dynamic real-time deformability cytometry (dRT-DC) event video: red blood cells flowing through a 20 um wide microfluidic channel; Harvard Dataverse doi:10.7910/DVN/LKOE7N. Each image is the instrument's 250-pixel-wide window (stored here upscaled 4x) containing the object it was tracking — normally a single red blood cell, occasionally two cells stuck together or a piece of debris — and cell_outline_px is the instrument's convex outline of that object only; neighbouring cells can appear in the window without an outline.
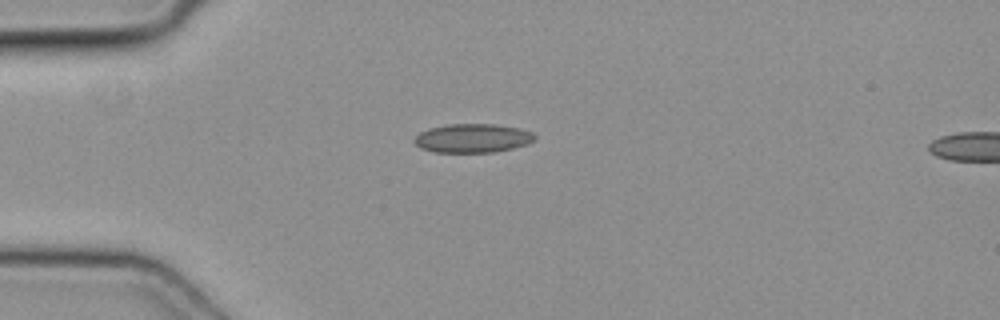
{"species": "common noctule bat (a hibernating species)", "species_latin": "Nyctalus noctula", "temperature_condition": "cold", "stored_images_in_passage": 33, "camera_frame_rate_fps": 3000, "um_per_image_px": 0.085, "animal": {"sex": "female", "body_mass_g": 19.3, "forearm_length_mm": 54.1}, "frame": {"image": 1, "passage_image": 1, "time_ms": 0.0, "image_size_px": [1000, 320], "cell_outline_px": [[536, 140], [528, 144], [496, 152], [436, 152], [420, 148], [412, 140], [420, 132], [428, 128], [448, 124], [496, 124], [520, 128], [532, 132], [536, 136]], "centroid_in_image_um": [40.19, 11.74], "position_along_channel_um": 44.8, "area_um2": 20.4}}
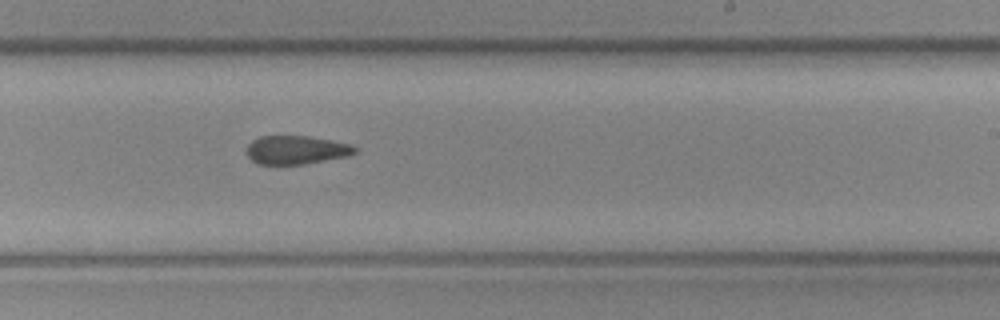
{"frame": {"image": 2, "passage_image": 18, "time_ms": 5.667, "image_size_px": [1000, 320], "cell_outline_px": [[360, 148], [356, 152], [348, 156], [304, 164], [256, 164], [248, 156], [248, 144], [252, 140], [260, 136], [308, 136], [332, 140], [348, 144]], "centroid_in_image_um": [25.2, 12.74], "position_along_channel_um": 263.8, "area_um2": 17.98}}
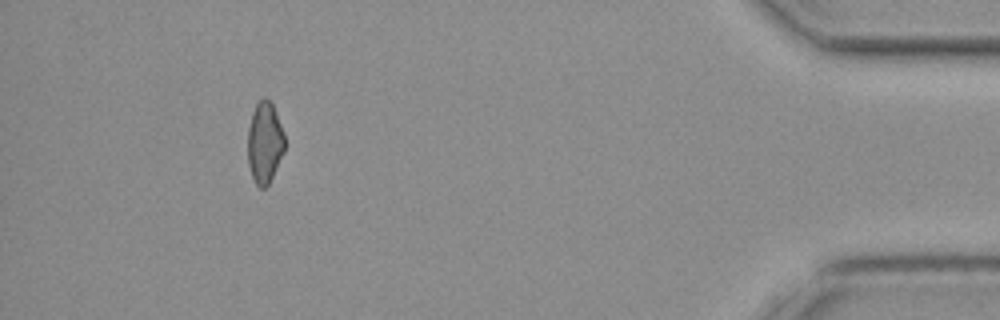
{"frame": {"image": 3, "passage_image": 33, "time_ms": 10.667, "image_size_px": [1000, 320], "cell_outline_px": [[284, 152], [268, 184], [264, 188], [260, 188], [256, 184], [252, 176], [248, 164], [248, 128], [252, 112], [256, 104], [264, 96], [272, 104], [284, 132]], "centroid_in_image_um": [22.49, 12.11], "position_along_channel_um": 412.7, "area_um2": 17.34}}